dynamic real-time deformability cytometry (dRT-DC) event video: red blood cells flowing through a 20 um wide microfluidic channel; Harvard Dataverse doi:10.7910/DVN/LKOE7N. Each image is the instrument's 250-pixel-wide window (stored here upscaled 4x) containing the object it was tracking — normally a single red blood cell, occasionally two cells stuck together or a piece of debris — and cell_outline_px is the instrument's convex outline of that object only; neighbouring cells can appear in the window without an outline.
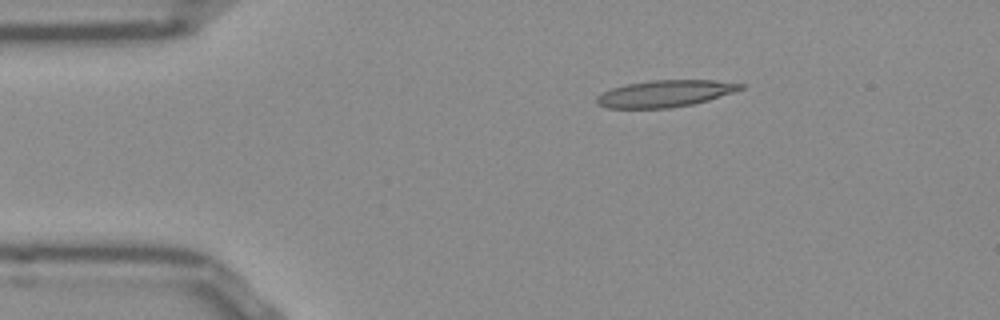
{"species": "Egyptian fruit bat (a non-hibernating species)", "species_latin": "Rousettus aegyptiacus", "temperature_condition": "room temperature", "stored_images_in_passage": 44, "camera_frame_rate_fps": 3000, "um_per_image_px": 0.085, "frame": {"image": 1, "passage_image": 1, "time_ms": 0.0, "image_size_px": [1000, 320], "cell_outline_px": [[744, 88], [708, 100], [692, 104], [668, 108], [608, 108], [596, 104], [596, 96], [612, 88], [628, 84], [652, 80], [716, 80], [744, 84]], "centroid_in_image_um": [56.52, 7.95], "position_along_channel_um": 28.5, "area_um2": 22.25}}
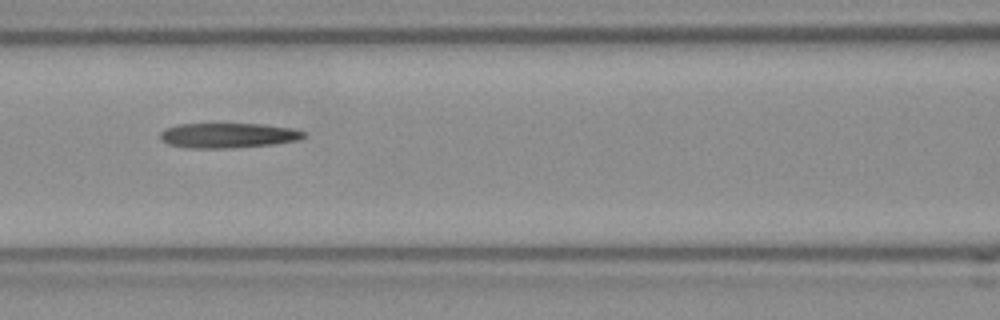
{"frame": {"image": 2, "passage_image": 14, "time_ms": 4.333, "image_size_px": [1000, 320], "cell_outline_px": [[308, 136], [300, 140], [272, 144], [224, 148], [188, 148], [168, 144], [160, 140], [160, 132], [164, 128], [176, 124], [264, 124], [292, 128], [304, 132]], "centroid_in_image_um": [19.37, 11.5], "position_along_channel_um": 147.2, "area_um2": 20.98}}
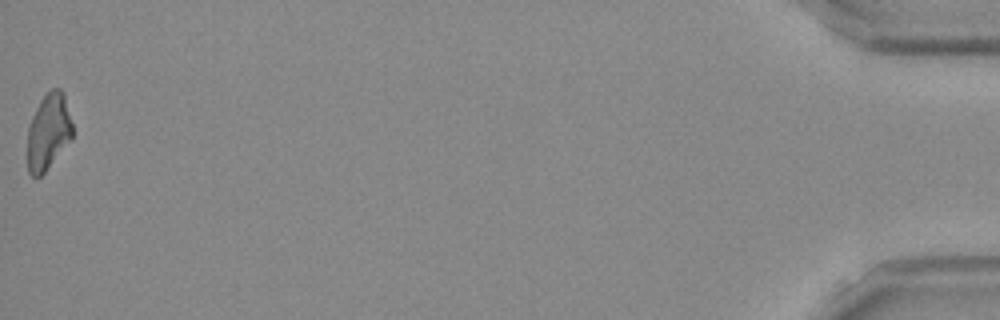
{"frame": {"image": 3, "passage_image": 44, "time_ms": 14.333, "image_size_px": [1000, 320], "cell_outline_px": [[72, 140], [44, 172], [40, 176], [32, 176], [28, 172], [28, 128], [32, 116], [40, 100], [52, 88], [60, 88], [64, 92], [72, 124]], "centroid_in_image_um": [4.13, 11.18], "position_along_channel_um": 431.1, "area_um2": 19.94}}